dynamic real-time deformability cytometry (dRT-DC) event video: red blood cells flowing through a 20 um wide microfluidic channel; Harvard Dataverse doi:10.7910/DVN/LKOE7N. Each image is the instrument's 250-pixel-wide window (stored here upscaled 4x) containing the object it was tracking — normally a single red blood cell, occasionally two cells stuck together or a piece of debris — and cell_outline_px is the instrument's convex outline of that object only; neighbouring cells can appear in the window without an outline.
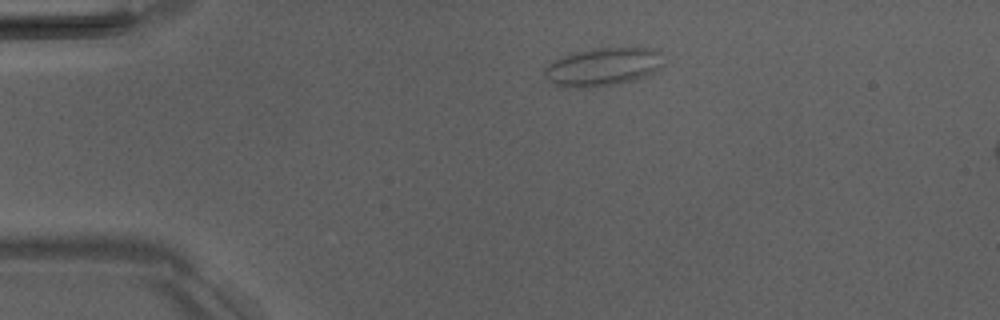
{"species": "Egyptian fruit bat (a non-hibernating species)", "species_latin": "Rousettus aegyptiacus", "temperature_condition": "room temperature", "stored_images_in_passage": 3, "camera_frame_rate_fps": 3000, "um_per_image_px": 0.085, "animal": {"sex": "male"}, "frame": {"image": 1, "passage_image": 1, "time_ms": 0.0, "image_size_px": [1000, 320], "cell_outline_px": [[664, 64], [660, 68], [644, 76], [632, 80], [616, 84], [588, 88], [584, 88], [556, 84], [548, 80], [544, 76], [544, 68], [548, 64], [564, 56], [576, 52], [596, 48], [652, 48], [660, 52]], "centroid_in_image_um": [51.27, 5.67], "position_along_channel_um": 33.7, "area_um2": 26.07}}